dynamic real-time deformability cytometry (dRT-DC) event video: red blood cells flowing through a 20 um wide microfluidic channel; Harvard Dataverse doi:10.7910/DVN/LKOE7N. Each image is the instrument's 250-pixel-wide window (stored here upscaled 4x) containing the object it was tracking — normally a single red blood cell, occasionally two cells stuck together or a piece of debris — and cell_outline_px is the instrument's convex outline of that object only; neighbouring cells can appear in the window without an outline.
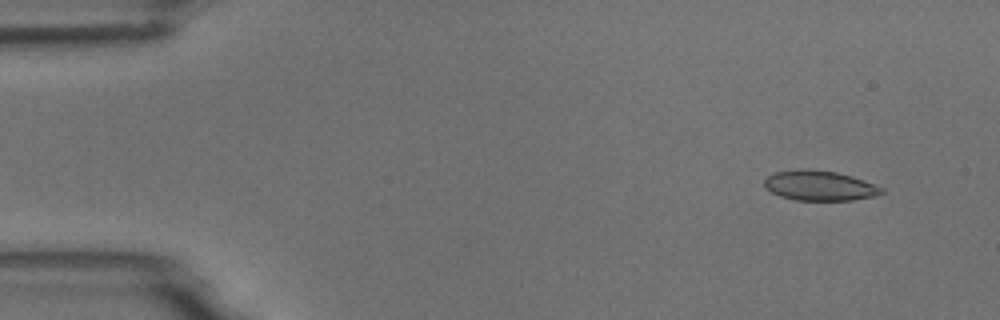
{"species": "common noctule bat (a hibernating species)", "species_latin": "Nyctalus noctula", "temperature_condition": "room temperature", "stored_images_in_passage": 5, "camera_frame_rate_fps": 3000, "um_per_image_px": 0.085, "animal": {"sex": "male", "body_mass_g": 18.8}, "frame": {"image": 1, "passage_image": 2, "time_ms": 1.333, "image_size_px": [1000, 320], "cell_outline_px": [[884, 192], [872, 196], [852, 200], [796, 200], [780, 196], [772, 192], [764, 184], [764, 180], [772, 172], [800, 168], [808, 168], [836, 172], [852, 176], [884, 188]], "centroid_in_image_um": [69.64, 15.76], "position_along_channel_um": 15.4, "area_um2": 20.46}}
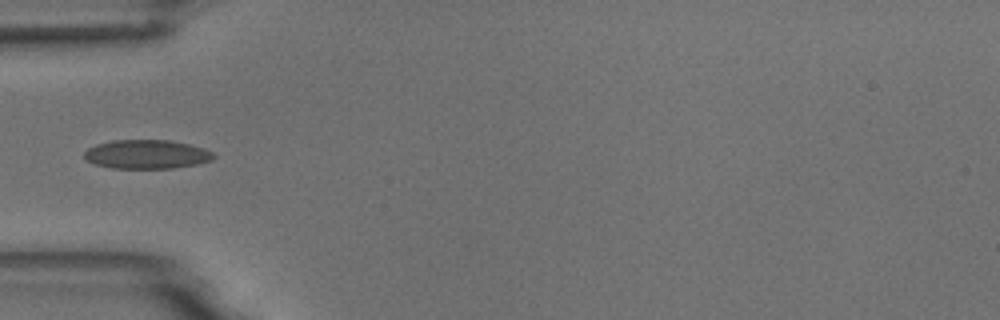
{"frame": {"image": 2, "passage_image": 5, "time_ms": 5.667, "image_size_px": [1000, 320], "cell_outline_px": [[216, 156], [212, 160], [196, 164], [172, 168], [112, 168], [96, 164], [88, 160], [84, 156], [84, 152], [88, 148], [96, 144], [112, 140], [168, 140], [188, 144], [204, 148], [212, 152]], "centroid_in_image_um": [12.47, 13.11], "position_along_channel_um": 72.5, "area_um2": 21.68}}